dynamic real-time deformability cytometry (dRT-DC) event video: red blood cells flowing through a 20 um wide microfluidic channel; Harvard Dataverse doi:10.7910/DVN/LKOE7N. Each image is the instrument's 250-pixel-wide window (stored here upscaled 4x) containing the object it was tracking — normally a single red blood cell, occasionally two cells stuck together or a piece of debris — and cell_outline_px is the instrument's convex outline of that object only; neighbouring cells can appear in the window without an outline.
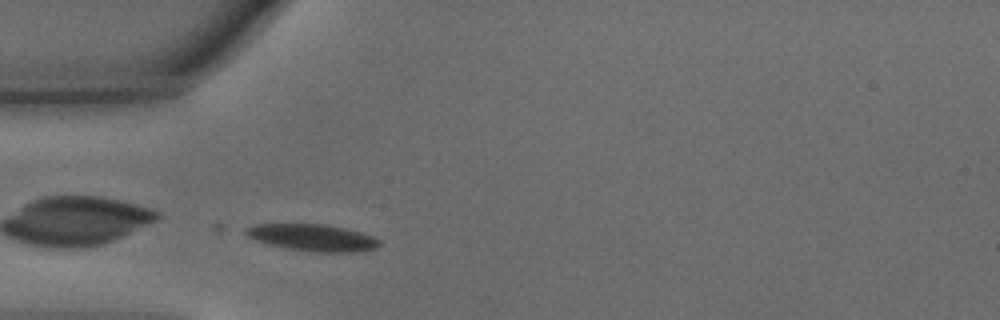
{"species": "common noctule bat (a hibernating species)", "species_latin": "Nyctalus noctula", "temperature_condition": "warm", "stored_images_in_passage": 25, "camera_frame_rate_fps": 3000, "um_per_image_px": 0.085, "animal": {"sex": "male", "body_mass_g": 15.6}, "frame": {"image": 1, "passage_image": 1, "time_ms": 0.0, "image_size_px": [1000, 320], "cell_outline_px": [[380, 244], [376, 248], [352, 252], [320, 252], [288, 248], [268, 244], [256, 240], [248, 236], [244, 232], [244, 228], [256, 224], [328, 224], [360, 232], [372, 236], [380, 240]], "centroid_in_image_um": [26.56, 20.18], "position_along_channel_um": 58.4, "area_um2": 20.69}}
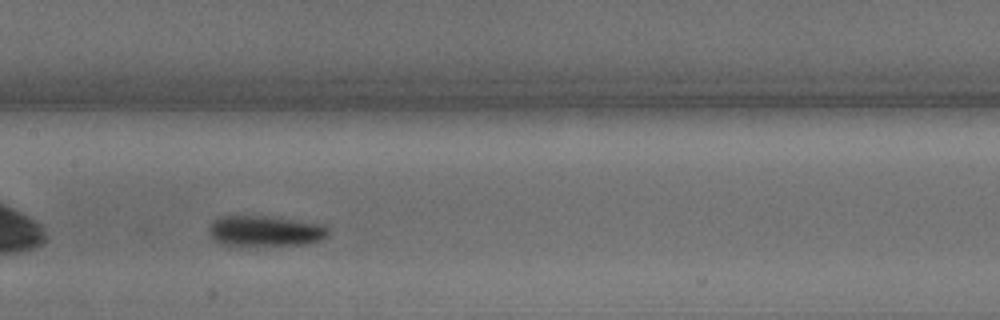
{"frame": {"image": 2, "passage_image": 10, "time_ms": 3.0, "image_size_px": [1000, 320], "cell_outline_px": [[328, 236], [320, 240], [308, 244], [220, 244], [208, 232], [208, 228], [220, 216], [264, 216], [324, 224], [328, 228]], "centroid_in_image_um": [22.58, 19.62], "position_along_channel_um": 184.8, "area_um2": 20.69}}
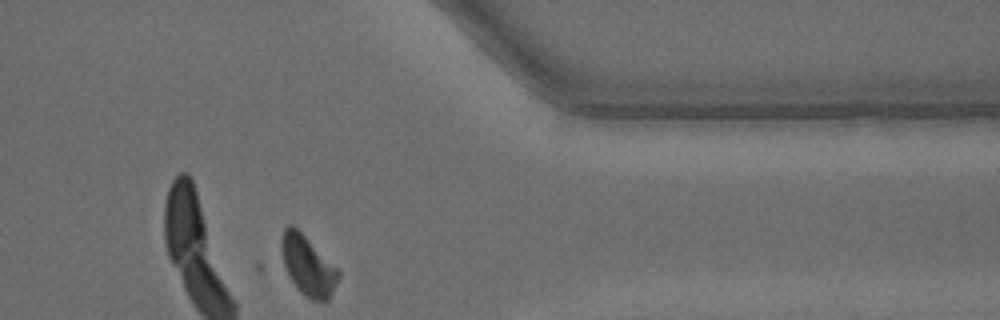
{"frame": {"image": 3, "passage_image": 25, "time_ms": 8.0, "image_size_px": [1000, 320], "cell_outline_px": [[340, 276], [328, 300], [324, 304], [312, 300], [304, 296], [296, 288], [288, 276], [284, 264], [280, 248], [280, 240], [284, 228], [288, 224], [292, 224], [340, 272]], "centroid_in_image_um": [26.13, 22.63], "position_along_channel_um": 385.3, "area_um2": 19.71}}